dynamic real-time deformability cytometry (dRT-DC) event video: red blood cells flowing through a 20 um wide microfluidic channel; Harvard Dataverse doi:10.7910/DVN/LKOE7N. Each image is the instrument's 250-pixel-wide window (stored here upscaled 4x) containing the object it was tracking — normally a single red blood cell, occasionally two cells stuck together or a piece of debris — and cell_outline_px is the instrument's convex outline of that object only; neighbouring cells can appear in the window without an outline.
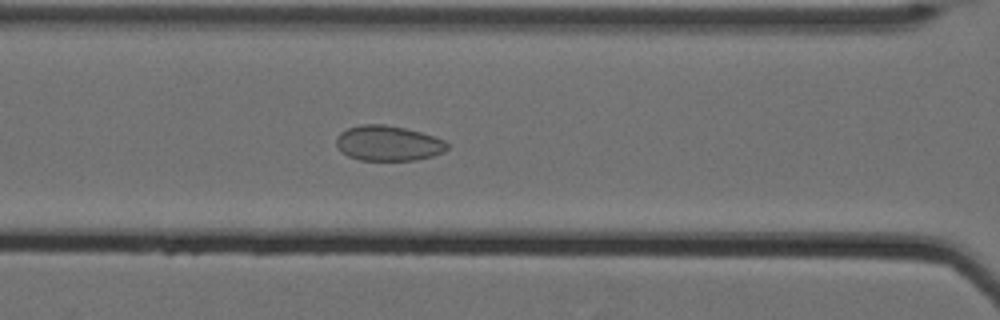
{"species": "Egyptian fruit bat (a non-hibernating species)", "species_latin": "Rousettus aegyptiacus", "temperature_condition": "cold", "stored_images_in_passage": 42, "camera_frame_rate_fps": 3000, "um_per_image_px": 0.085, "animal": {"sex": "female"}, "frame": {"image": 1, "passage_image": 11, "time_ms": 3.333, "image_size_px": [1000, 320], "cell_outline_px": [[448, 148], [444, 152], [432, 156], [416, 160], [360, 160], [348, 156], [336, 144], [336, 136], [340, 132], [348, 128], [360, 124], [384, 124], [404, 128], [420, 132], [444, 140], [448, 144]], "centroid_in_image_um": [32.99, 12.17], "position_along_channel_um": 133.6, "area_um2": 22.66}}
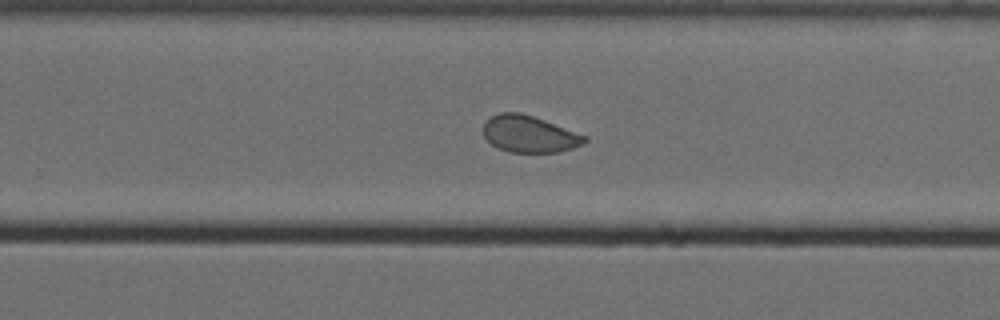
{"frame": {"image": 2, "passage_image": 24, "time_ms": 7.667, "image_size_px": [1000, 320], "cell_outline_px": [[588, 140], [572, 148], [556, 152], [508, 152], [496, 148], [484, 136], [484, 120], [500, 112], [520, 112], [544, 120], [588, 136]], "centroid_in_image_um": [44.96, 11.39], "position_along_channel_um": 284.8, "area_um2": 21.62}}
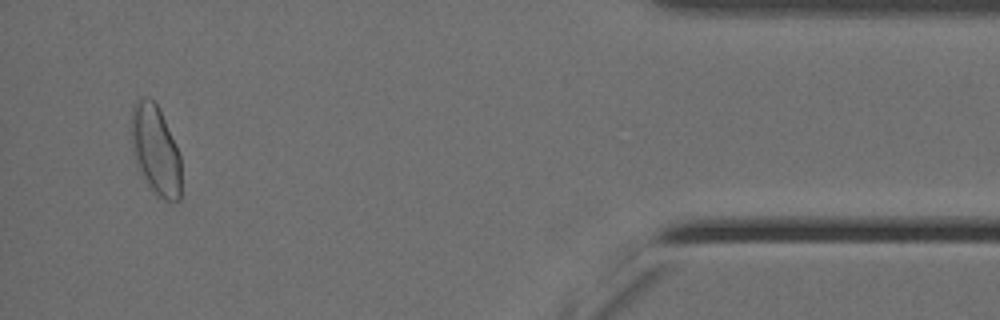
{"frame": {"image": 3, "passage_image": 40, "time_ms": 13.0, "image_size_px": [1000, 320], "cell_outline_px": [[180, 200], [168, 200], [156, 196], [148, 188], [140, 176], [132, 148], [132, 108], [136, 100], [144, 96], [148, 96], [160, 108], [180, 156]], "centroid_in_image_um": [13.2, 12.77], "position_along_channel_um": 422.0, "area_um2": 26.13}, "authors_computed_cell_mechanics": {"area_um2": 23.0622, "velocity_mm_per_s": 3.4928, "shape_relaxation_time_tau1_ms": null, "shape_relaxation_time_tau2_ms": 1.1088, "deformation_change_tau1": null, "deformation_change_tau2": 0.054}}